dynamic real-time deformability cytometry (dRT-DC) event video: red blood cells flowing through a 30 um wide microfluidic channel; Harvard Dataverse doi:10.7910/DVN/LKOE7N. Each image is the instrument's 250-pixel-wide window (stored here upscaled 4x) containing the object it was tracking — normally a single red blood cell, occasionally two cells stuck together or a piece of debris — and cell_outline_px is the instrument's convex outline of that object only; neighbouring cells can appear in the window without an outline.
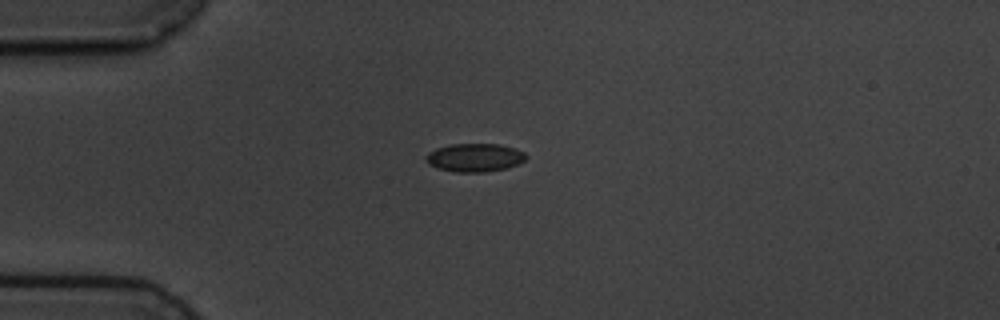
{"species": "common noctule bat (a hibernating species)", "species_latin": "Nyctalus noctula", "temperature_condition": "cold", "stored_images_in_passage": 10, "camera_frame_rate_fps": 3000, "um_per_image_px": 0.085, "animal": {"sex": "male", "body_mass_g": 19.5, "forearm_length_mm": 54.6}, "frame": {"image": 1, "passage_image": 3, "time_ms": 2.333, "image_size_px": [1000, 320], "cell_outline_px": [[528, 156], [524, 160], [508, 168], [484, 172], [456, 172], [440, 168], [428, 164], [424, 156], [428, 152], [436, 148], [452, 144], [500, 144], [516, 148], [524, 152]], "centroid_in_image_um": [40.36, 13.38], "position_along_channel_um": 44.6, "area_um2": 16.53}}
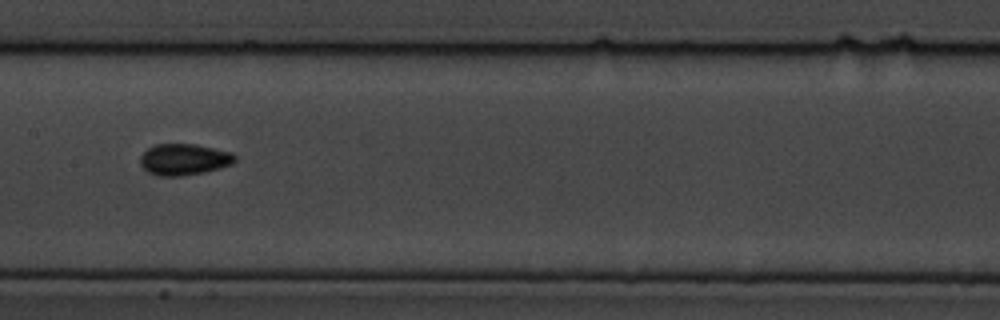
{"frame": {"image": 2, "passage_image": 7, "time_ms": 7.0, "image_size_px": [1000, 320], "cell_outline_px": [[236, 160], [232, 164], [220, 168], [204, 172], [180, 176], [160, 176], [148, 172], [140, 164], [140, 156], [148, 148], [156, 144], [196, 144], [232, 152], [236, 156]], "centroid_in_image_um": [15.65, 13.55], "position_along_channel_um": 191.7, "area_um2": 17.34}}
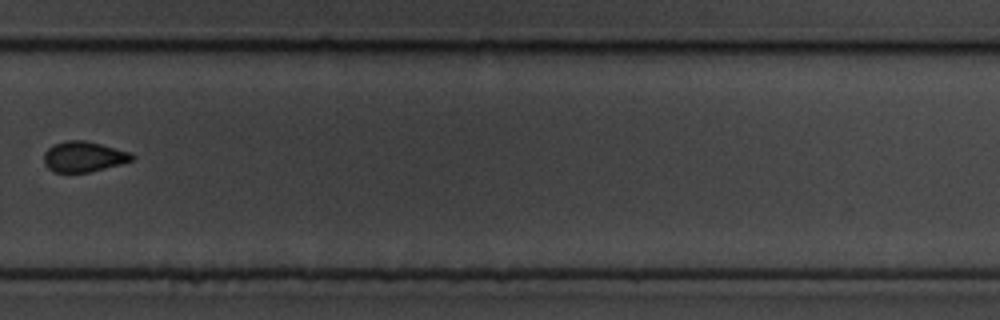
{"frame": {"image": 3, "passage_image": 10, "time_ms": 10.667, "image_size_px": [1000, 320], "cell_outline_px": [[136, 156], [132, 160], [120, 164], [88, 172], [52, 172], [44, 164], [44, 152], [52, 144], [68, 140], [84, 140], [132, 152]], "centroid_in_image_um": [7.1, 13.31], "position_along_channel_um": 322.7, "area_um2": 15.66}}